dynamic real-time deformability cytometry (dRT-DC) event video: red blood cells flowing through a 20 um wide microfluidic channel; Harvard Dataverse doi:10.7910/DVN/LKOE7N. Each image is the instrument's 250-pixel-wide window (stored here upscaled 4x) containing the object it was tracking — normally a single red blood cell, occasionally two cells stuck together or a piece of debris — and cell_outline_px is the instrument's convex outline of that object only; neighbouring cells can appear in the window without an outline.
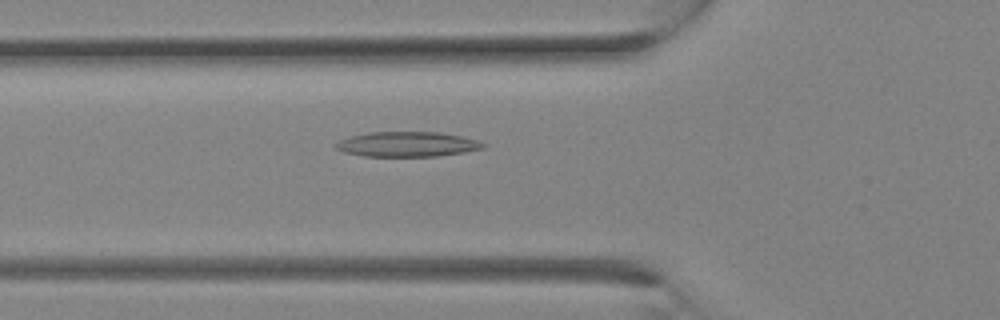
{"species": "Egyptian fruit bat (a non-hibernating species)", "species_latin": "Rousettus aegyptiacus", "temperature_condition": "room temperature", "stored_images_in_passage": 12, "camera_frame_rate_fps": 3000, "um_per_image_px": 0.085, "animal": {"sex": "female"}, "frame": {"image": 1, "passage_image": 10, "time_ms": 3.0, "image_size_px": [1000, 320], "cell_outline_px": [[484, 148], [464, 152], [436, 156], [364, 156], [344, 152], [336, 148], [336, 144], [340, 140], [352, 136], [368, 132], [436, 132], [460, 136], [476, 140], [484, 144]], "centroid_in_image_um": [34.6, 12.26], "position_along_channel_um": 91.2, "area_um2": 21.1}}
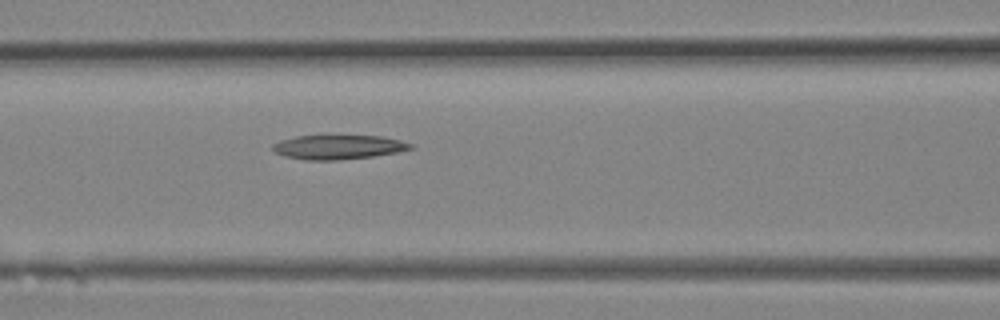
{"frame": {"image": 2, "passage_image": 12, "time_ms": 3.667, "image_size_px": [1000, 320], "cell_outline_px": [[412, 148], [400, 152], [372, 156], [336, 160], [304, 160], [284, 156], [276, 152], [272, 148], [272, 144], [280, 140], [296, 136], [380, 136], [400, 140], [412, 144]], "centroid_in_image_um": [28.73, 12.5], "position_along_channel_um": 137.9, "area_um2": 19.36}}